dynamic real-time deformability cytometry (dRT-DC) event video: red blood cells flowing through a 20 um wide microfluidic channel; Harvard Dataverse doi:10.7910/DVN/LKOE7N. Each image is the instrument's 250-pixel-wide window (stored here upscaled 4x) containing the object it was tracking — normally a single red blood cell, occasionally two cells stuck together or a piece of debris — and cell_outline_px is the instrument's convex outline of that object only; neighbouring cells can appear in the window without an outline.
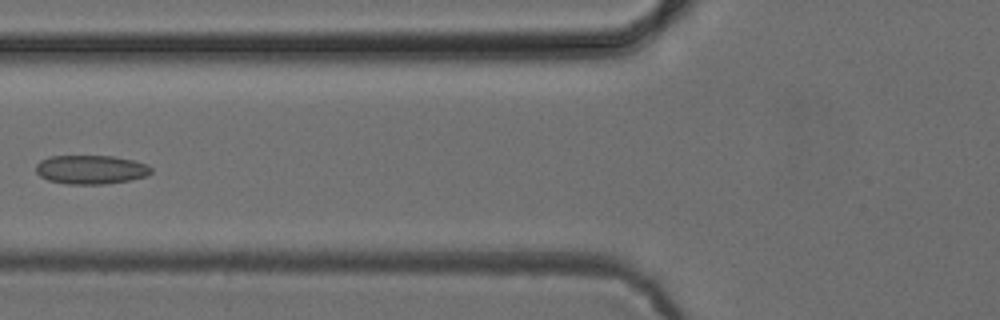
{"species": "common noctule bat (a hibernating species)", "species_latin": "Nyctalus noctula", "temperature_condition": "cold", "stored_images_in_passage": 5, "camera_frame_rate_fps": 3000, "um_per_image_px": 0.085, "animal": {"sex": "female", "body_mass_g": 24.6, "forearm_length_mm": 56.2}, "frame": {"image": 1, "passage_image": 5, "time_ms": 4.667, "image_size_px": [1000, 320], "cell_outline_px": [[152, 172], [148, 176], [132, 180], [104, 184], [64, 184], [48, 180], [40, 176], [36, 172], [36, 164], [40, 160], [48, 156], [112, 156], [132, 160], [148, 164], [152, 168]], "centroid_in_image_um": [7.73, 14.42], "position_along_channel_um": 118.1, "area_um2": 19.65}}